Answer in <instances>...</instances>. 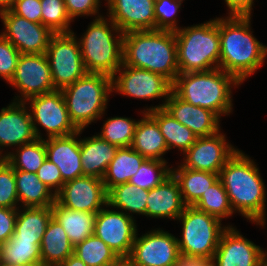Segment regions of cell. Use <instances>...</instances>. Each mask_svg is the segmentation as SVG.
Wrapping results in <instances>:
<instances>
[{
    "label": "cell",
    "mask_w": 267,
    "mask_h": 266,
    "mask_svg": "<svg viewBox=\"0 0 267 266\" xmlns=\"http://www.w3.org/2000/svg\"><path fill=\"white\" fill-rule=\"evenodd\" d=\"M123 63L158 73L173 83L179 74L174 31H129L123 36Z\"/></svg>",
    "instance_id": "3"
},
{
    "label": "cell",
    "mask_w": 267,
    "mask_h": 266,
    "mask_svg": "<svg viewBox=\"0 0 267 266\" xmlns=\"http://www.w3.org/2000/svg\"><path fill=\"white\" fill-rule=\"evenodd\" d=\"M266 259V250L228 225L220 237L212 266H261Z\"/></svg>",
    "instance_id": "18"
},
{
    "label": "cell",
    "mask_w": 267,
    "mask_h": 266,
    "mask_svg": "<svg viewBox=\"0 0 267 266\" xmlns=\"http://www.w3.org/2000/svg\"><path fill=\"white\" fill-rule=\"evenodd\" d=\"M41 241L18 240L13 235L0 244V261L24 266H42Z\"/></svg>",
    "instance_id": "34"
},
{
    "label": "cell",
    "mask_w": 267,
    "mask_h": 266,
    "mask_svg": "<svg viewBox=\"0 0 267 266\" xmlns=\"http://www.w3.org/2000/svg\"><path fill=\"white\" fill-rule=\"evenodd\" d=\"M117 149L116 145L101 139L97 134L81 138L80 154L83 175L103 179Z\"/></svg>",
    "instance_id": "24"
},
{
    "label": "cell",
    "mask_w": 267,
    "mask_h": 266,
    "mask_svg": "<svg viewBox=\"0 0 267 266\" xmlns=\"http://www.w3.org/2000/svg\"><path fill=\"white\" fill-rule=\"evenodd\" d=\"M26 102L12 101L0 112V158H4L1 149L20 147L37 139L33 122Z\"/></svg>",
    "instance_id": "19"
},
{
    "label": "cell",
    "mask_w": 267,
    "mask_h": 266,
    "mask_svg": "<svg viewBox=\"0 0 267 266\" xmlns=\"http://www.w3.org/2000/svg\"><path fill=\"white\" fill-rule=\"evenodd\" d=\"M147 198L148 190L140 189L129 182L111 188L107 194L109 206L120 209L131 217H134V213L146 216Z\"/></svg>",
    "instance_id": "33"
},
{
    "label": "cell",
    "mask_w": 267,
    "mask_h": 266,
    "mask_svg": "<svg viewBox=\"0 0 267 266\" xmlns=\"http://www.w3.org/2000/svg\"><path fill=\"white\" fill-rule=\"evenodd\" d=\"M177 220L182 223V238L177 237L180 254L212 259L228 226L194 206H186Z\"/></svg>",
    "instance_id": "8"
},
{
    "label": "cell",
    "mask_w": 267,
    "mask_h": 266,
    "mask_svg": "<svg viewBox=\"0 0 267 266\" xmlns=\"http://www.w3.org/2000/svg\"><path fill=\"white\" fill-rule=\"evenodd\" d=\"M171 174L180 186L181 196L186 206H193L202 194L219 180V174L188 169L182 164L178 165V168L172 167Z\"/></svg>",
    "instance_id": "29"
},
{
    "label": "cell",
    "mask_w": 267,
    "mask_h": 266,
    "mask_svg": "<svg viewBox=\"0 0 267 266\" xmlns=\"http://www.w3.org/2000/svg\"><path fill=\"white\" fill-rule=\"evenodd\" d=\"M71 122L78 130L101 119L112 93V77L101 73H86L61 89Z\"/></svg>",
    "instance_id": "7"
},
{
    "label": "cell",
    "mask_w": 267,
    "mask_h": 266,
    "mask_svg": "<svg viewBox=\"0 0 267 266\" xmlns=\"http://www.w3.org/2000/svg\"><path fill=\"white\" fill-rule=\"evenodd\" d=\"M42 266H59L74 254V246L70 242L62 225L51 218L40 243Z\"/></svg>",
    "instance_id": "26"
},
{
    "label": "cell",
    "mask_w": 267,
    "mask_h": 266,
    "mask_svg": "<svg viewBox=\"0 0 267 266\" xmlns=\"http://www.w3.org/2000/svg\"><path fill=\"white\" fill-rule=\"evenodd\" d=\"M13 152H4V159L14 168L36 173L47 158L44 139L23 144Z\"/></svg>",
    "instance_id": "35"
},
{
    "label": "cell",
    "mask_w": 267,
    "mask_h": 266,
    "mask_svg": "<svg viewBox=\"0 0 267 266\" xmlns=\"http://www.w3.org/2000/svg\"><path fill=\"white\" fill-rule=\"evenodd\" d=\"M241 150L226 162L219 173L234 213H241L259 226L266 224V187L257 165Z\"/></svg>",
    "instance_id": "1"
},
{
    "label": "cell",
    "mask_w": 267,
    "mask_h": 266,
    "mask_svg": "<svg viewBox=\"0 0 267 266\" xmlns=\"http://www.w3.org/2000/svg\"><path fill=\"white\" fill-rule=\"evenodd\" d=\"M117 266H131L126 260H122Z\"/></svg>",
    "instance_id": "53"
},
{
    "label": "cell",
    "mask_w": 267,
    "mask_h": 266,
    "mask_svg": "<svg viewBox=\"0 0 267 266\" xmlns=\"http://www.w3.org/2000/svg\"><path fill=\"white\" fill-rule=\"evenodd\" d=\"M175 266H212V259L181 254Z\"/></svg>",
    "instance_id": "49"
},
{
    "label": "cell",
    "mask_w": 267,
    "mask_h": 266,
    "mask_svg": "<svg viewBox=\"0 0 267 266\" xmlns=\"http://www.w3.org/2000/svg\"><path fill=\"white\" fill-rule=\"evenodd\" d=\"M41 23L54 34L72 33L70 29L72 20L67 13L64 0H40Z\"/></svg>",
    "instance_id": "40"
},
{
    "label": "cell",
    "mask_w": 267,
    "mask_h": 266,
    "mask_svg": "<svg viewBox=\"0 0 267 266\" xmlns=\"http://www.w3.org/2000/svg\"><path fill=\"white\" fill-rule=\"evenodd\" d=\"M10 10L31 22L41 23L40 0H14Z\"/></svg>",
    "instance_id": "46"
},
{
    "label": "cell",
    "mask_w": 267,
    "mask_h": 266,
    "mask_svg": "<svg viewBox=\"0 0 267 266\" xmlns=\"http://www.w3.org/2000/svg\"><path fill=\"white\" fill-rule=\"evenodd\" d=\"M133 242L132 251L126 261L131 266H175L180 251L177 237L161 228L150 230Z\"/></svg>",
    "instance_id": "12"
},
{
    "label": "cell",
    "mask_w": 267,
    "mask_h": 266,
    "mask_svg": "<svg viewBox=\"0 0 267 266\" xmlns=\"http://www.w3.org/2000/svg\"><path fill=\"white\" fill-rule=\"evenodd\" d=\"M145 160L146 158L132 147L118 148L103 177L106 191L108 192L119 184L129 182Z\"/></svg>",
    "instance_id": "31"
},
{
    "label": "cell",
    "mask_w": 267,
    "mask_h": 266,
    "mask_svg": "<svg viewBox=\"0 0 267 266\" xmlns=\"http://www.w3.org/2000/svg\"><path fill=\"white\" fill-rule=\"evenodd\" d=\"M164 109L178 122L191 129L197 137H208L221 130L220 117L216 113L186 102L173 91L166 100Z\"/></svg>",
    "instance_id": "21"
},
{
    "label": "cell",
    "mask_w": 267,
    "mask_h": 266,
    "mask_svg": "<svg viewBox=\"0 0 267 266\" xmlns=\"http://www.w3.org/2000/svg\"><path fill=\"white\" fill-rule=\"evenodd\" d=\"M52 217V206L18 208L13 236L18 240L41 241Z\"/></svg>",
    "instance_id": "30"
},
{
    "label": "cell",
    "mask_w": 267,
    "mask_h": 266,
    "mask_svg": "<svg viewBox=\"0 0 267 266\" xmlns=\"http://www.w3.org/2000/svg\"><path fill=\"white\" fill-rule=\"evenodd\" d=\"M137 122L128 117H111L103 123L97 135L118 148L131 147Z\"/></svg>",
    "instance_id": "38"
},
{
    "label": "cell",
    "mask_w": 267,
    "mask_h": 266,
    "mask_svg": "<svg viewBox=\"0 0 267 266\" xmlns=\"http://www.w3.org/2000/svg\"><path fill=\"white\" fill-rule=\"evenodd\" d=\"M219 131L208 137H197L195 143L183 154L185 168L219 174L226 162L238 150Z\"/></svg>",
    "instance_id": "16"
},
{
    "label": "cell",
    "mask_w": 267,
    "mask_h": 266,
    "mask_svg": "<svg viewBox=\"0 0 267 266\" xmlns=\"http://www.w3.org/2000/svg\"><path fill=\"white\" fill-rule=\"evenodd\" d=\"M59 266H87V265L81 259H79L75 254H72Z\"/></svg>",
    "instance_id": "50"
},
{
    "label": "cell",
    "mask_w": 267,
    "mask_h": 266,
    "mask_svg": "<svg viewBox=\"0 0 267 266\" xmlns=\"http://www.w3.org/2000/svg\"><path fill=\"white\" fill-rule=\"evenodd\" d=\"M67 13L70 18L73 20L76 17L80 16H95L94 18L101 17L99 14L101 7L100 0H64ZM97 16V17H96Z\"/></svg>",
    "instance_id": "45"
},
{
    "label": "cell",
    "mask_w": 267,
    "mask_h": 266,
    "mask_svg": "<svg viewBox=\"0 0 267 266\" xmlns=\"http://www.w3.org/2000/svg\"><path fill=\"white\" fill-rule=\"evenodd\" d=\"M261 266H267V259L262 263Z\"/></svg>",
    "instance_id": "54"
},
{
    "label": "cell",
    "mask_w": 267,
    "mask_h": 266,
    "mask_svg": "<svg viewBox=\"0 0 267 266\" xmlns=\"http://www.w3.org/2000/svg\"><path fill=\"white\" fill-rule=\"evenodd\" d=\"M107 15L123 32L156 30L155 0H105Z\"/></svg>",
    "instance_id": "20"
},
{
    "label": "cell",
    "mask_w": 267,
    "mask_h": 266,
    "mask_svg": "<svg viewBox=\"0 0 267 266\" xmlns=\"http://www.w3.org/2000/svg\"><path fill=\"white\" fill-rule=\"evenodd\" d=\"M0 207H20L14 168L4 158H0Z\"/></svg>",
    "instance_id": "41"
},
{
    "label": "cell",
    "mask_w": 267,
    "mask_h": 266,
    "mask_svg": "<svg viewBox=\"0 0 267 266\" xmlns=\"http://www.w3.org/2000/svg\"><path fill=\"white\" fill-rule=\"evenodd\" d=\"M52 214L62 225L74 247L94 234L97 213L71 210L55 201L52 205Z\"/></svg>",
    "instance_id": "27"
},
{
    "label": "cell",
    "mask_w": 267,
    "mask_h": 266,
    "mask_svg": "<svg viewBox=\"0 0 267 266\" xmlns=\"http://www.w3.org/2000/svg\"><path fill=\"white\" fill-rule=\"evenodd\" d=\"M138 120L131 147L146 159L166 161L168 147L157 122L147 113Z\"/></svg>",
    "instance_id": "25"
},
{
    "label": "cell",
    "mask_w": 267,
    "mask_h": 266,
    "mask_svg": "<svg viewBox=\"0 0 267 266\" xmlns=\"http://www.w3.org/2000/svg\"><path fill=\"white\" fill-rule=\"evenodd\" d=\"M9 84L18 89L21 96L13 101L19 102L56 90L46 54H21Z\"/></svg>",
    "instance_id": "13"
},
{
    "label": "cell",
    "mask_w": 267,
    "mask_h": 266,
    "mask_svg": "<svg viewBox=\"0 0 267 266\" xmlns=\"http://www.w3.org/2000/svg\"><path fill=\"white\" fill-rule=\"evenodd\" d=\"M90 23L78 39L85 69L112 77L123 64L124 33L104 15Z\"/></svg>",
    "instance_id": "5"
},
{
    "label": "cell",
    "mask_w": 267,
    "mask_h": 266,
    "mask_svg": "<svg viewBox=\"0 0 267 266\" xmlns=\"http://www.w3.org/2000/svg\"><path fill=\"white\" fill-rule=\"evenodd\" d=\"M28 104L37 138L43 139L38 125L45 129L47 138L68 136L79 131L70 120L61 90L32 97L26 101Z\"/></svg>",
    "instance_id": "11"
},
{
    "label": "cell",
    "mask_w": 267,
    "mask_h": 266,
    "mask_svg": "<svg viewBox=\"0 0 267 266\" xmlns=\"http://www.w3.org/2000/svg\"><path fill=\"white\" fill-rule=\"evenodd\" d=\"M229 8L228 15L251 16L254 0H224Z\"/></svg>",
    "instance_id": "48"
},
{
    "label": "cell",
    "mask_w": 267,
    "mask_h": 266,
    "mask_svg": "<svg viewBox=\"0 0 267 266\" xmlns=\"http://www.w3.org/2000/svg\"><path fill=\"white\" fill-rule=\"evenodd\" d=\"M82 132L79 130L68 136L44 138L47 158L59 168L64 182L83 176L78 139Z\"/></svg>",
    "instance_id": "22"
},
{
    "label": "cell",
    "mask_w": 267,
    "mask_h": 266,
    "mask_svg": "<svg viewBox=\"0 0 267 266\" xmlns=\"http://www.w3.org/2000/svg\"><path fill=\"white\" fill-rule=\"evenodd\" d=\"M167 163V161L146 159L130 178L129 183L144 190L155 188L171 175V167H168Z\"/></svg>",
    "instance_id": "39"
},
{
    "label": "cell",
    "mask_w": 267,
    "mask_h": 266,
    "mask_svg": "<svg viewBox=\"0 0 267 266\" xmlns=\"http://www.w3.org/2000/svg\"><path fill=\"white\" fill-rule=\"evenodd\" d=\"M21 53L0 34V77L7 83L13 78Z\"/></svg>",
    "instance_id": "43"
},
{
    "label": "cell",
    "mask_w": 267,
    "mask_h": 266,
    "mask_svg": "<svg viewBox=\"0 0 267 266\" xmlns=\"http://www.w3.org/2000/svg\"><path fill=\"white\" fill-rule=\"evenodd\" d=\"M241 83L221 68L205 72L179 73L172 83V91L195 106L209 109L221 116L232 113V88Z\"/></svg>",
    "instance_id": "4"
},
{
    "label": "cell",
    "mask_w": 267,
    "mask_h": 266,
    "mask_svg": "<svg viewBox=\"0 0 267 266\" xmlns=\"http://www.w3.org/2000/svg\"><path fill=\"white\" fill-rule=\"evenodd\" d=\"M0 266H24V265L11 264V263H8V262H2V261H0Z\"/></svg>",
    "instance_id": "52"
},
{
    "label": "cell",
    "mask_w": 267,
    "mask_h": 266,
    "mask_svg": "<svg viewBox=\"0 0 267 266\" xmlns=\"http://www.w3.org/2000/svg\"><path fill=\"white\" fill-rule=\"evenodd\" d=\"M108 204L97 212L94 235L107 244L121 260L132 251L137 233L136 220L121 210H113ZM107 208V209H106Z\"/></svg>",
    "instance_id": "14"
},
{
    "label": "cell",
    "mask_w": 267,
    "mask_h": 266,
    "mask_svg": "<svg viewBox=\"0 0 267 266\" xmlns=\"http://www.w3.org/2000/svg\"><path fill=\"white\" fill-rule=\"evenodd\" d=\"M14 0H0V12L12 7Z\"/></svg>",
    "instance_id": "51"
},
{
    "label": "cell",
    "mask_w": 267,
    "mask_h": 266,
    "mask_svg": "<svg viewBox=\"0 0 267 266\" xmlns=\"http://www.w3.org/2000/svg\"><path fill=\"white\" fill-rule=\"evenodd\" d=\"M39 180L43 182L56 195L64 185L59 168L48 158L36 172Z\"/></svg>",
    "instance_id": "44"
},
{
    "label": "cell",
    "mask_w": 267,
    "mask_h": 266,
    "mask_svg": "<svg viewBox=\"0 0 267 266\" xmlns=\"http://www.w3.org/2000/svg\"><path fill=\"white\" fill-rule=\"evenodd\" d=\"M182 2L183 0H155L156 30L176 31L181 28L176 16Z\"/></svg>",
    "instance_id": "42"
},
{
    "label": "cell",
    "mask_w": 267,
    "mask_h": 266,
    "mask_svg": "<svg viewBox=\"0 0 267 266\" xmlns=\"http://www.w3.org/2000/svg\"><path fill=\"white\" fill-rule=\"evenodd\" d=\"M112 92L143 100L164 97L162 104L143 110L148 112L165 107L166 100L172 92V83L163 75L123 63L112 76Z\"/></svg>",
    "instance_id": "9"
},
{
    "label": "cell",
    "mask_w": 267,
    "mask_h": 266,
    "mask_svg": "<svg viewBox=\"0 0 267 266\" xmlns=\"http://www.w3.org/2000/svg\"><path fill=\"white\" fill-rule=\"evenodd\" d=\"M107 194L103 179L83 175L65 182L56 201L71 210L97 213L108 204Z\"/></svg>",
    "instance_id": "17"
},
{
    "label": "cell",
    "mask_w": 267,
    "mask_h": 266,
    "mask_svg": "<svg viewBox=\"0 0 267 266\" xmlns=\"http://www.w3.org/2000/svg\"><path fill=\"white\" fill-rule=\"evenodd\" d=\"M18 208L0 207V244L8 241L14 234Z\"/></svg>",
    "instance_id": "47"
},
{
    "label": "cell",
    "mask_w": 267,
    "mask_h": 266,
    "mask_svg": "<svg viewBox=\"0 0 267 266\" xmlns=\"http://www.w3.org/2000/svg\"><path fill=\"white\" fill-rule=\"evenodd\" d=\"M14 175L21 208L49 207L54 204L56 195L39 180L36 173L14 170Z\"/></svg>",
    "instance_id": "28"
},
{
    "label": "cell",
    "mask_w": 267,
    "mask_h": 266,
    "mask_svg": "<svg viewBox=\"0 0 267 266\" xmlns=\"http://www.w3.org/2000/svg\"><path fill=\"white\" fill-rule=\"evenodd\" d=\"M146 217L177 220L186 205L183 202L180 186L171 174L160 185L148 190Z\"/></svg>",
    "instance_id": "23"
},
{
    "label": "cell",
    "mask_w": 267,
    "mask_h": 266,
    "mask_svg": "<svg viewBox=\"0 0 267 266\" xmlns=\"http://www.w3.org/2000/svg\"><path fill=\"white\" fill-rule=\"evenodd\" d=\"M74 254L87 266H117L122 260L94 234L74 247Z\"/></svg>",
    "instance_id": "36"
},
{
    "label": "cell",
    "mask_w": 267,
    "mask_h": 266,
    "mask_svg": "<svg viewBox=\"0 0 267 266\" xmlns=\"http://www.w3.org/2000/svg\"><path fill=\"white\" fill-rule=\"evenodd\" d=\"M158 124L168 150L178 148L183 154L195 143L197 136L191 129L178 122L164 108L147 112Z\"/></svg>",
    "instance_id": "32"
},
{
    "label": "cell",
    "mask_w": 267,
    "mask_h": 266,
    "mask_svg": "<svg viewBox=\"0 0 267 266\" xmlns=\"http://www.w3.org/2000/svg\"><path fill=\"white\" fill-rule=\"evenodd\" d=\"M251 18L238 15L219 18V68L233 75L241 84L267 58V46L252 34Z\"/></svg>",
    "instance_id": "2"
},
{
    "label": "cell",
    "mask_w": 267,
    "mask_h": 266,
    "mask_svg": "<svg viewBox=\"0 0 267 266\" xmlns=\"http://www.w3.org/2000/svg\"><path fill=\"white\" fill-rule=\"evenodd\" d=\"M77 39L72 32L54 34L49 41L46 56L57 90L73 84L87 73Z\"/></svg>",
    "instance_id": "10"
},
{
    "label": "cell",
    "mask_w": 267,
    "mask_h": 266,
    "mask_svg": "<svg viewBox=\"0 0 267 266\" xmlns=\"http://www.w3.org/2000/svg\"><path fill=\"white\" fill-rule=\"evenodd\" d=\"M193 206L221 221L222 219L229 218L234 213L228 199V194L220 179L209 187Z\"/></svg>",
    "instance_id": "37"
},
{
    "label": "cell",
    "mask_w": 267,
    "mask_h": 266,
    "mask_svg": "<svg viewBox=\"0 0 267 266\" xmlns=\"http://www.w3.org/2000/svg\"><path fill=\"white\" fill-rule=\"evenodd\" d=\"M4 30L0 33L21 54H46L54 33L42 23H35L18 16L10 9L0 12Z\"/></svg>",
    "instance_id": "15"
},
{
    "label": "cell",
    "mask_w": 267,
    "mask_h": 266,
    "mask_svg": "<svg viewBox=\"0 0 267 266\" xmlns=\"http://www.w3.org/2000/svg\"><path fill=\"white\" fill-rule=\"evenodd\" d=\"M179 73L219 68V18L174 31Z\"/></svg>",
    "instance_id": "6"
}]
</instances>
